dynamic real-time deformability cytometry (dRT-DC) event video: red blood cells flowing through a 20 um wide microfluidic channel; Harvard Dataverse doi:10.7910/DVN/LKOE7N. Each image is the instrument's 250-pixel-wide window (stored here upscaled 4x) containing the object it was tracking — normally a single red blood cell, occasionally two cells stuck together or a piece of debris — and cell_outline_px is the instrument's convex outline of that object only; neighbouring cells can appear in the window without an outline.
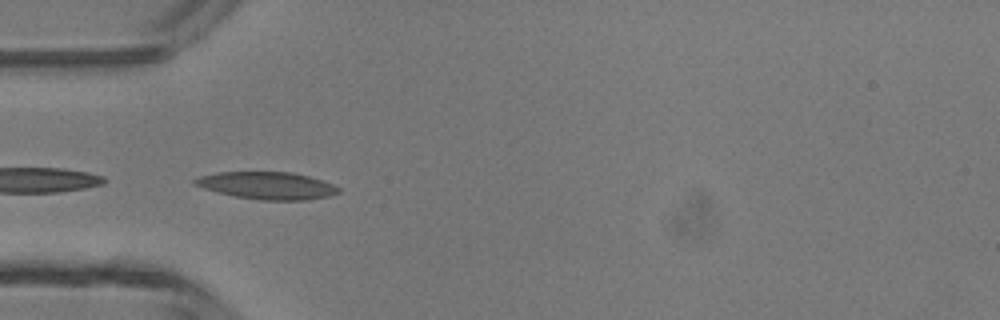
{"species": "common noctule bat (a hibernating species)", "species_latin": "Nyctalus noctula", "temperature_condition": "room temperature", "stored_images_in_passage": 29, "camera_frame_rate_fps": 3000, "um_per_image_px": 0.085, "animal": {"sex": "male", "body_mass_g": 13.3}, "frame": {"image": 1, "passage_image": 9, "time_ms": 2.667, "image_size_px": [1000, 320], "cell_outline_px": [[340, 192], [332, 196], [308, 200], [260, 200], [232, 196], [204, 188], [192, 184], [192, 180], [200, 176], [216, 172], [292, 172], [308, 176], [332, 184], [340, 188]], "centroid_in_image_um": [22.7, 15.78], "position_along_channel_um": 62.3, "area_um2": 23.0}}
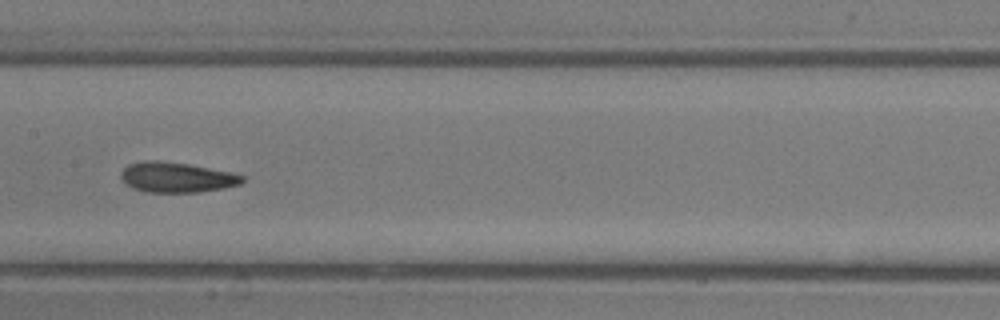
{"frame": {"image": 2, "passage_image": 18, "time_ms": 5.667, "image_size_px": [1000, 320], "cell_outline_px": [[244, 180], [240, 184], [224, 188], [200, 192], [148, 192], [132, 188], [120, 176], [120, 172], [128, 164], [144, 160], [156, 160], [188, 164], [228, 172], [244, 176]], "centroid_in_image_um": [14.99, 15.07], "position_along_channel_um": 192.4, "area_um2": 21.15}}
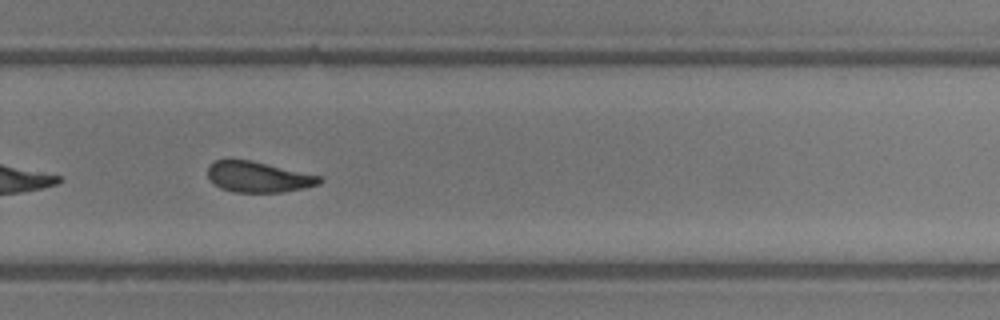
{"frame": {"image": 3, "passage_image": 26, "time_ms": 8.333, "image_size_px": [1000, 320], "cell_outline_px": [[324, 180], [320, 184], [304, 188], [284, 192], [236, 192], [220, 188], [208, 176], [208, 168], [216, 160], [252, 160], [320, 176]], "centroid_in_image_um": [22.0, 15.05], "position_along_channel_um": 307.8, "area_um2": 19.77}}